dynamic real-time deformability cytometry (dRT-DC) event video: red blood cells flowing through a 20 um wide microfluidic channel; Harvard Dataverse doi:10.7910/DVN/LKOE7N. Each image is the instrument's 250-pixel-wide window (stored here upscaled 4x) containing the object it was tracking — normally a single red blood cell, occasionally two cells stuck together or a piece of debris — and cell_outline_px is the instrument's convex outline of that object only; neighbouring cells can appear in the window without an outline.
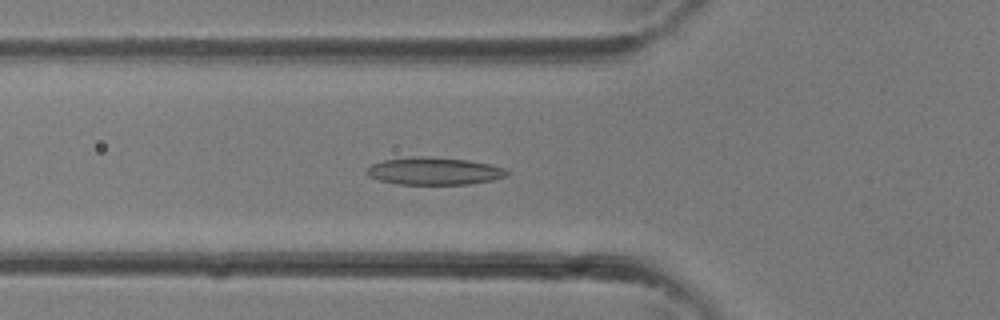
{"species": "common noctule bat (a hibernating species)", "species_latin": "Nyctalus noctula", "temperature_condition": "room temperature", "stored_images_in_passage": 33, "camera_frame_rate_fps": 3000, "um_per_image_px": 0.085, "animal": {"sex": "female"}, "frame": {"image": 1, "passage_image": 11, "time_ms": 3.333, "image_size_px": [1000, 320], "cell_outline_px": [[508, 176], [492, 180], [468, 184], [396, 184], [380, 180], [368, 176], [364, 172], [364, 168], [372, 164], [384, 160], [412, 156], [420, 156], [468, 160], [488, 164], [504, 168], [508, 172]], "centroid_in_image_um": [36.85, 14.54], "position_along_channel_um": 89.0, "area_um2": 22.43}}
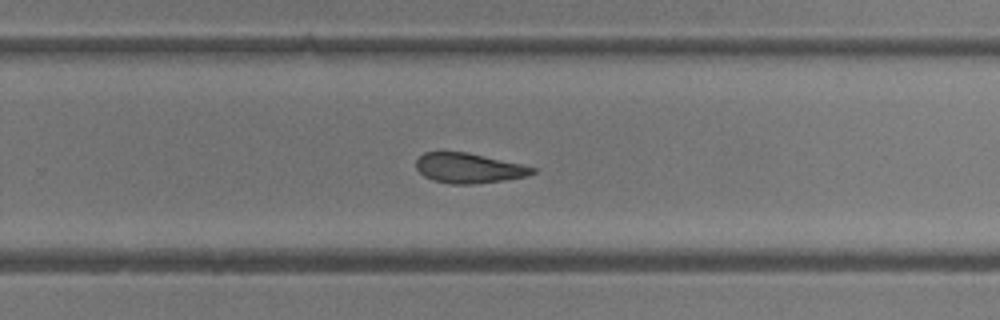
{"frame": {"image": 2, "passage_image": 21, "time_ms": 6.667, "image_size_px": [1000, 320], "cell_outline_px": [[536, 172], [528, 176], [504, 180], [472, 184], [452, 184], [432, 180], [424, 176], [416, 168], [416, 160], [424, 152], [468, 152], [524, 164], [536, 168]], "centroid_in_image_um": [39.88, 14.28], "position_along_channel_um": 289.9, "area_um2": 20.46}}
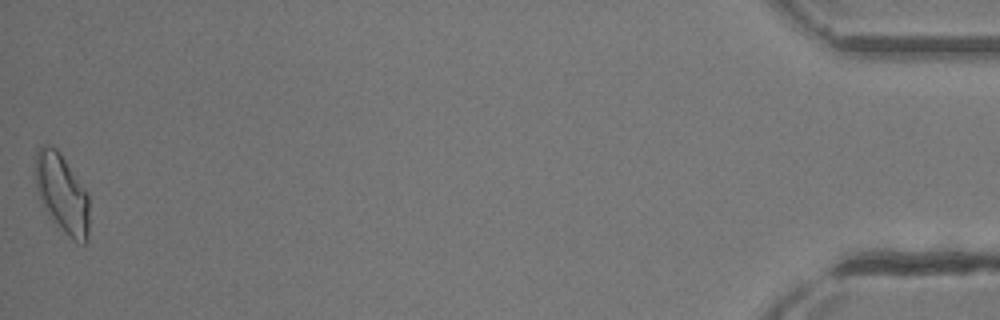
{"frame": {"image": 3, "passage_image": 33, "time_ms": 10.667, "image_size_px": [1000, 320], "cell_outline_px": [[88, 240], [84, 244], [64, 232], [48, 216], [36, 188], [36, 148], [40, 144], [48, 144], [56, 148], [60, 152], [88, 192]], "centroid_in_image_um": [5.27, 16.39], "position_along_channel_um": 429.9, "area_um2": 24.68}}